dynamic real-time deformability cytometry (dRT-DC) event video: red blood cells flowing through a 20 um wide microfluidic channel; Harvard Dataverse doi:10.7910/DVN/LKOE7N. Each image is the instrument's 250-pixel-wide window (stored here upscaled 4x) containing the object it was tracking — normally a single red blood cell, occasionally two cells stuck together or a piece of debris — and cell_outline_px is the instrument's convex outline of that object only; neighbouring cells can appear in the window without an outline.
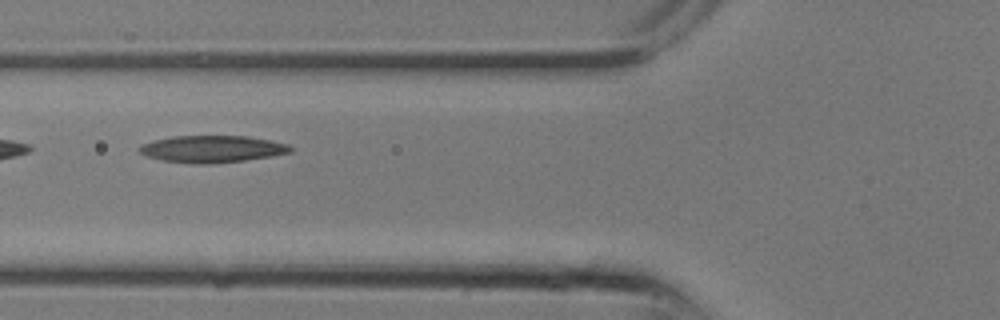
{"species": "common noctule bat (a hibernating species)", "species_latin": "Nyctalus noctula", "temperature_condition": "room temperature", "stored_images_in_passage": 10, "camera_frame_rate_fps": 3000, "um_per_image_px": 0.085, "animal": {"sex": "male", "body_mass_g": 13.3}, "frame": {"image": 1, "passage_image": 4, "time_ms": 1.0, "image_size_px": [1000, 320], "cell_outline_px": [[292, 152], [272, 156], [244, 160], [208, 164], [192, 164], [164, 160], [148, 156], [140, 152], [140, 148], [144, 144], [156, 140], [172, 136], [248, 136], [288, 144], [292, 148]], "centroid_in_image_um": [18.08, 12.66], "position_along_channel_um": 107.7, "area_um2": 23.41}}
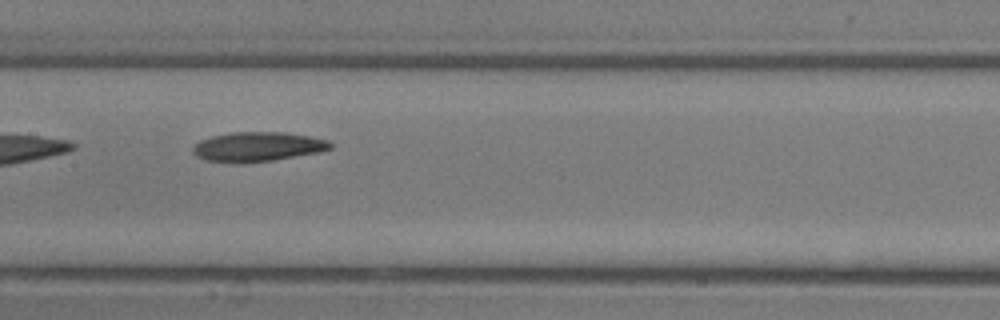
{"frame": {"image": 2, "passage_image": 7, "time_ms": 2.0, "image_size_px": [1000, 320], "cell_outline_px": [[332, 148], [320, 152], [272, 160], [236, 164], [204, 160], [196, 156], [192, 152], [192, 148], [200, 140], [212, 136], [232, 132], [284, 132], [308, 136], [328, 140], [332, 144]], "centroid_in_image_um": [21.86, 12.48], "position_along_channel_um": 185.5, "area_um2": 23.76}}